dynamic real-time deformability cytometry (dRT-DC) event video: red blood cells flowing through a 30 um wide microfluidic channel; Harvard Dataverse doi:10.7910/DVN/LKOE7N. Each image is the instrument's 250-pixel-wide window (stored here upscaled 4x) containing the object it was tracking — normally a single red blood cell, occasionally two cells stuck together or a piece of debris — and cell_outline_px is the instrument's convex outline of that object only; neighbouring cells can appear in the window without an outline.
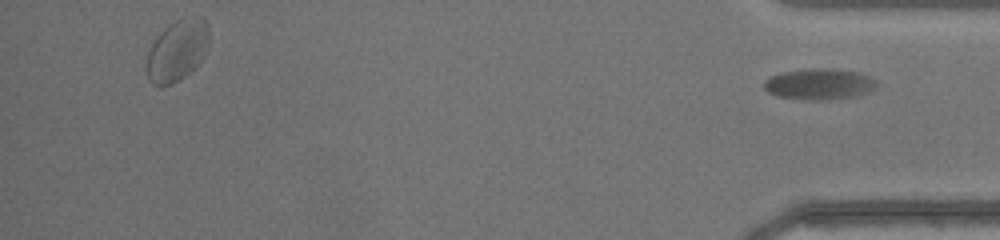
{"species": "common noctule bat (a hibernating species)", "species_latin": "Nyctalus noctula", "temperature_condition": "warm", "stored_images_in_passage": 34, "segment_of_instrument_passage": [2, 2], "camera_frame_rate_fps": 3000, "um_per_image_px": 0.085, "animal": {"sex": "female", "body_mass_g": 17.0, "forearm_length_mm": 48.0}, "frame": {"image": 1, "passage_image": 34, "time_ms": 11.0, "image_size_px": [1000, 240], "cell_outline_px": [[876, 84], [868, 92], [852, 96], [824, 100], [804, 100], [780, 96], [768, 92], [764, 88], [764, 80], [768, 76], [784, 72], [816, 68], [820, 68], [860, 72], [876, 80]], "centroid_in_image_um": [69.59, 7.15], "position_along_channel_um": 365.6, "area_um2": 20.0}}